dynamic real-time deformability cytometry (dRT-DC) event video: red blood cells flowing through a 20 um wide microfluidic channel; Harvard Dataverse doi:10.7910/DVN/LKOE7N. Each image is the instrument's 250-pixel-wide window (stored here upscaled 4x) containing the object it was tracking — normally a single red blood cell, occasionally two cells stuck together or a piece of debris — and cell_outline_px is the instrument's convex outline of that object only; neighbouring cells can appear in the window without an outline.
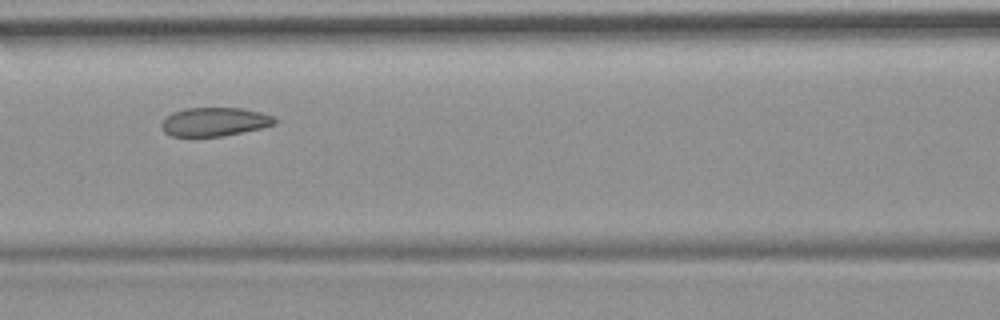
{"species": "common noctule bat (a hibernating species)", "species_latin": "Nyctalus noctula", "temperature_condition": "room temperature", "stored_images_in_passage": 8, "camera_frame_rate_fps": 3000, "um_per_image_px": 0.085, "animal": {"sex": "female", "body_mass_g": 19.9}, "frame": {"image": 1, "passage_image": 4, "time_ms": 3.333, "image_size_px": [1000, 320], "cell_outline_px": [[276, 124], [260, 128], [224, 136], [172, 136], [164, 132], [160, 124], [172, 112], [184, 108], [240, 108], [260, 112], [272, 116], [276, 120]], "centroid_in_image_um": [18.22, 10.35], "position_along_channel_um": 148.4, "area_um2": 18.79}}
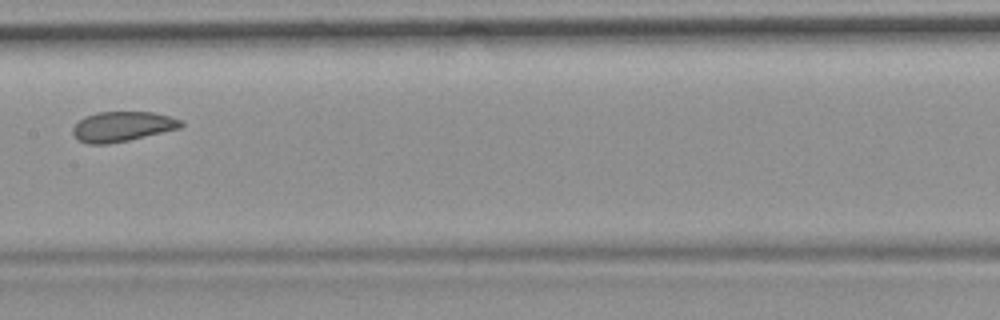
{"frame": {"image": 2, "passage_image": 5, "time_ms": 4.667, "image_size_px": [1000, 320], "cell_outline_px": [[184, 124], [180, 128], [128, 140], [108, 144], [88, 144], [80, 140], [72, 132], [72, 128], [84, 116], [96, 112], [152, 112], [184, 120]], "centroid_in_image_um": [10.41, 10.74], "position_along_channel_um": 197.0, "area_um2": 18.79}}